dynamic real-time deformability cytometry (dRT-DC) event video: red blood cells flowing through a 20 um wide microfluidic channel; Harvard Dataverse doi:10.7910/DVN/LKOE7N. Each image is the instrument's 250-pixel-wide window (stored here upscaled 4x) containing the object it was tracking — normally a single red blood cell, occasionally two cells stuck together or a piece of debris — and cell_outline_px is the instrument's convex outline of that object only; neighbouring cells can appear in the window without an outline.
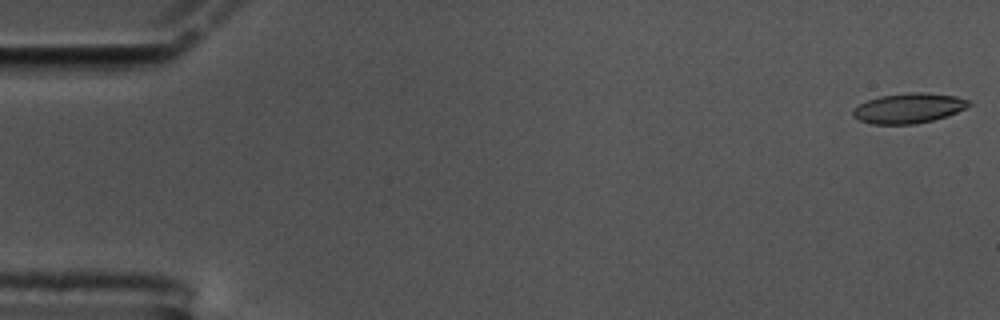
{"species": "common noctule bat (a hibernating species)", "species_latin": "Nyctalus noctula", "temperature_condition": "cold", "stored_images_in_passage": 13, "camera_frame_rate_fps": 3000, "um_per_image_px": 0.085, "animal": {"sex": "male", "body_mass_g": 17.5, "forearm_length_mm": 52.3}, "frame": {"image": 1, "passage_image": 1, "time_ms": 0.0, "image_size_px": [1000, 320], "cell_outline_px": [[972, 104], [948, 116], [916, 124], [872, 124], [860, 120], [852, 116], [852, 112], [860, 104], [868, 100], [880, 96], [908, 92], [924, 92], [956, 96], [968, 100]], "centroid_in_image_um": [77.24, 9.19], "position_along_channel_um": 7.8, "area_um2": 20.17}}